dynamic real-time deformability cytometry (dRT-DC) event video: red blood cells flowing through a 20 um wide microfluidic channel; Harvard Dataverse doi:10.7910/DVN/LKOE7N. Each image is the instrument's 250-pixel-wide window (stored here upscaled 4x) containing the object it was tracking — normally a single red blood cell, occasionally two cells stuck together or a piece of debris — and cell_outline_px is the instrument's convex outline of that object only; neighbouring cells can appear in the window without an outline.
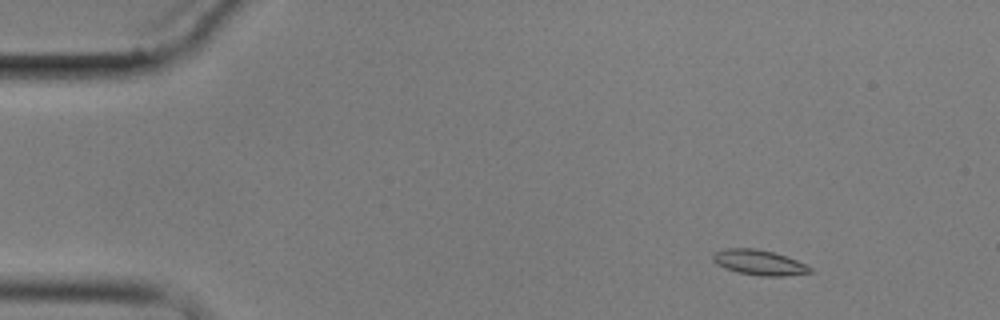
{"species": "common noctule bat (a hibernating species)", "species_latin": "Nyctalus noctula", "temperature_condition": "cold", "stored_images_in_passage": 6, "camera_frame_rate_fps": 3000, "um_per_image_px": 0.085, "animal": {"sex": "male", "body_mass_g": 17.9}, "frame": {"image": 1, "passage_image": 2, "time_ms": 1.333, "image_size_px": [1000, 320], "cell_outline_px": [[812, 272], [784, 276], [760, 276], [736, 272], [724, 268], [716, 264], [712, 260], [712, 252], [724, 248], [756, 248], [772, 252], [796, 260], [812, 268]], "centroid_in_image_um": [64.45, 22.31], "position_along_channel_um": 20.6, "area_um2": 14.33}}
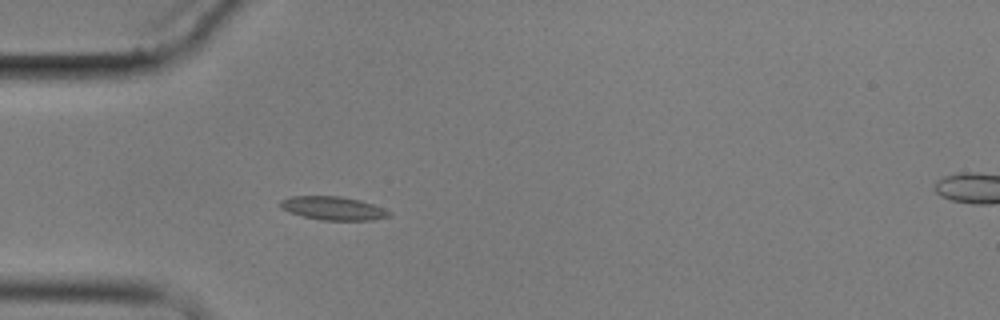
{"frame": {"image": 2, "passage_image": 5, "time_ms": 4.667, "image_size_px": [1000, 320], "cell_outline_px": [[392, 216], [372, 220], [320, 220], [288, 212], [280, 208], [280, 200], [292, 196], [340, 196], [360, 200], [384, 208], [392, 212]], "centroid_in_image_um": [28.33, 17.7], "position_along_channel_um": 56.7, "area_um2": 14.97}}